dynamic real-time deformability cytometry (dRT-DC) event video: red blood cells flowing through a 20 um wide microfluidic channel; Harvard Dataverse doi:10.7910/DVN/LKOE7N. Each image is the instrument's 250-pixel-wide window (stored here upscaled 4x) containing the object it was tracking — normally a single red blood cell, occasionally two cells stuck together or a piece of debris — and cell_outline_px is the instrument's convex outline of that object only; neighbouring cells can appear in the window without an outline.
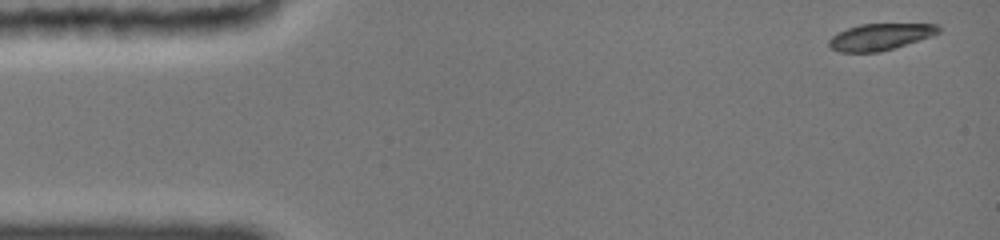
{"species": "common noctule bat (a hibernating species)", "species_latin": "Nyctalus noctula", "temperature_condition": "cold", "stored_images_in_passage": 81, "camera_frame_rate_fps": 3000, "um_per_image_px": 0.085, "animal": {"sex": "female", "body_mass_g": 19.0, "forearm_length_mm": 51.5}, "frame": {"image": 1, "passage_image": 1, "time_ms": 0.0, "image_size_px": [1000, 240], "cell_outline_px": [[940, 32], [932, 36], [880, 52], [840, 52], [832, 48], [828, 44], [828, 40], [836, 32], [860, 24], [940, 24]], "centroid_in_image_um": [74.8, 3.12], "position_along_channel_um": 10.2, "area_um2": 16.94}}
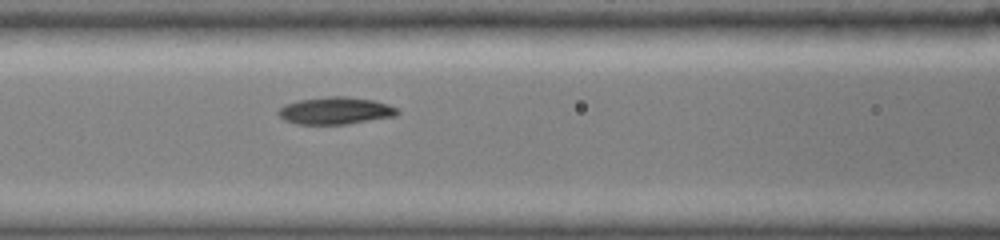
{"frame": {"image": 2, "passage_image": 33, "time_ms": 6.0, "image_size_px": [1000, 240], "cell_outline_px": [[400, 112], [392, 116], [344, 124], [300, 124], [284, 120], [276, 112], [284, 104], [296, 100], [328, 96], [344, 96], [376, 100], [388, 104], [396, 108]], "centroid_in_image_um": [28.46, 9.39], "position_along_channel_um": 138.1, "area_um2": 18.79}}
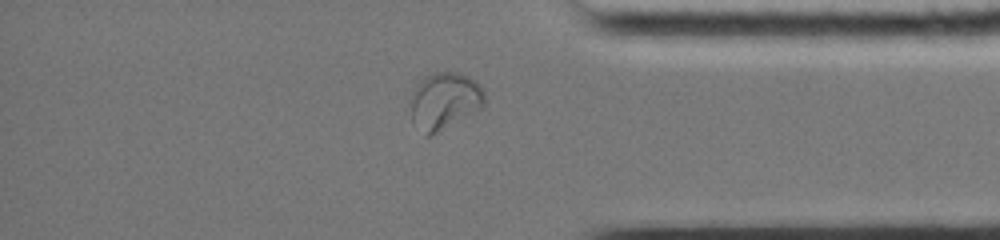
{"frame": {"image": 3, "passage_image": 68, "time_ms": 12.667, "image_size_px": [1000, 240], "cell_outline_px": [[484, 104], [480, 108], [436, 132], [428, 136], [424, 136], [412, 120], [408, 100], [416, 84], [424, 76], [436, 72], [460, 72], [476, 80], [484, 88]], "centroid_in_image_um": [37.74, 8.53], "position_along_channel_um": 397.5, "area_um2": 24.68}, "authors_computed_cell_mechanics": {"area_um2": 18.785, "velocity_mm_per_s": 3.9651, "shape_relaxation_time_tau1_ms": null, "shape_relaxation_time_tau2_ms": 6.3005, "deformation_change_tau1": null, "deformation_change_tau2": 0.0535}}